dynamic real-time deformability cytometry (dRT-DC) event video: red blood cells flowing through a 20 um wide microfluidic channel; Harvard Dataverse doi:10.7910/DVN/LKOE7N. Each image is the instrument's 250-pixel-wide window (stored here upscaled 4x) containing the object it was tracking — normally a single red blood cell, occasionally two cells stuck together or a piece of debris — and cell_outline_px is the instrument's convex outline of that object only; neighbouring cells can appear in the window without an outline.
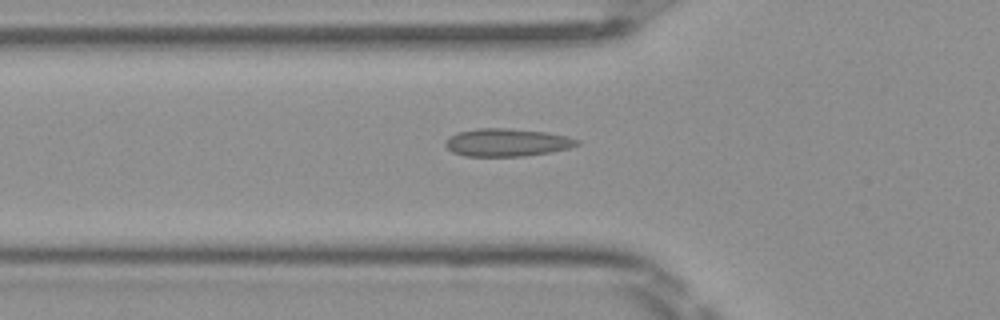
{"species": "Egyptian fruit bat (a non-hibernating species)", "species_latin": "Rousettus aegyptiacus", "temperature_condition": "room temperature", "stored_images_in_passage": 42, "camera_frame_rate_fps": 3000, "um_per_image_px": 0.085, "frame": {"image": 1, "passage_image": 9, "time_ms": 2.667, "image_size_px": [1000, 320], "cell_outline_px": [[580, 144], [568, 148], [548, 152], [524, 156], [464, 156], [452, 152], [444, 144], [444, 140], [448, 136], [456, 132], [476, 128], [508, 128], [548, 132], [568, 136], [580, 140]], "centroid_in_image_um": [43.05, 12.09], "position_along_channel_um": 82.7, "area_um2": 21.56}}
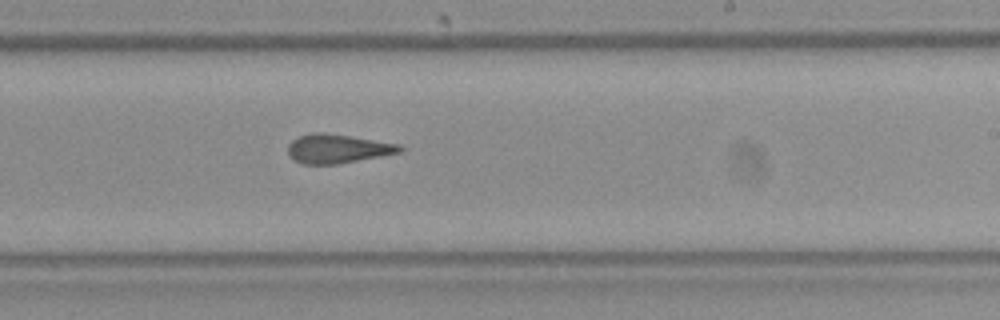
{"frame": {"image": 2, "passage_image": 22, "time_ms": 7.0, "image_size_px": [1000, 320], "cell_outline_px": [[404, 148], [400, 152], [340, 164], [304, 164], [292, 160], [288, 156], [288, 144], [292, 140], [300, 136], [312, 132], [320, 132], [352, 136], [400, 144]], "centroid_in_image_um": [28.67, 12.64], "position_along_channel_um": 260.3, "area_um2": 19.02}}
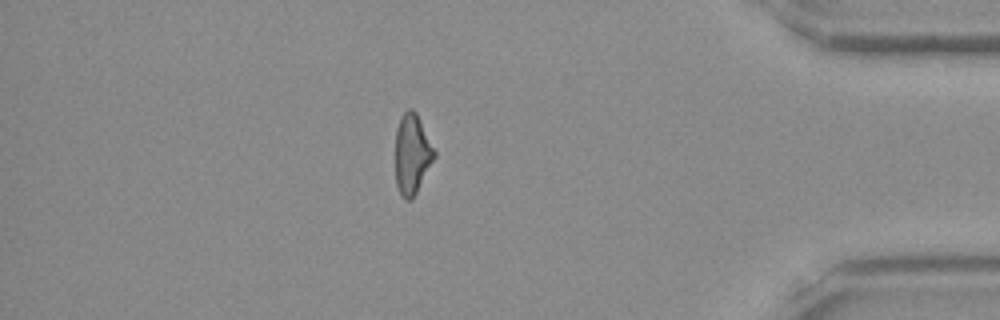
{"frame": {"image": 3, "passage_image": 35, "time_ms": 11.333, "image_size_px": [1000, 320], "cell_outline_px": [[436, 156], [412, 200], [404, 200], [396, 184], [396, 128], [400, 116], [408, 108], [412, 108], [416, 112], [436, 152]], "centroid_in_image_um": [35.03, 13.08], "position_along_channel_um": 400.2, "area_um2": 18.15}, "authors_computed_cell_mechanics": {"area_um2": 19.2185, "velocity_mm_per_s": 4.0726, "shape_relaxation_time_tau1_ms": null, "shape_relaxation_time_tau2_ms": 2.2652, "deformation_change_tau1": null, "deformation_change_tau2": 0.0858}}